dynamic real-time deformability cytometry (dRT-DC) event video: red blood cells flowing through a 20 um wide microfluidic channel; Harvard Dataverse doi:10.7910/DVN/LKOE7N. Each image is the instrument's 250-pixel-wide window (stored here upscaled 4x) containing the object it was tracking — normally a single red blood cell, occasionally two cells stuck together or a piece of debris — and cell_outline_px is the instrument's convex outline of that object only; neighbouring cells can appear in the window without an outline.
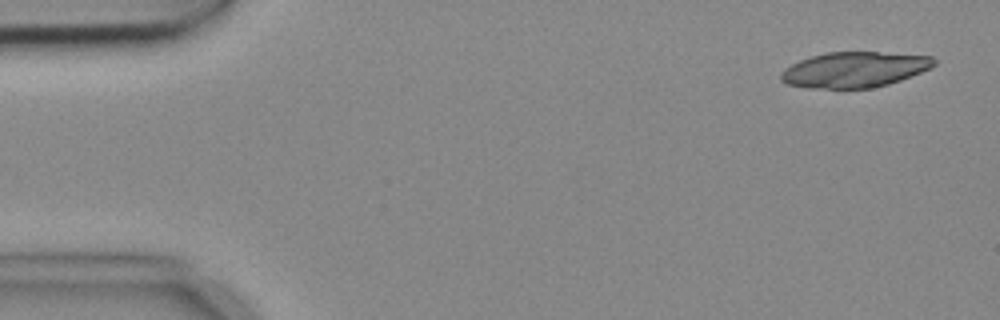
{"species": "common noctule bat (a hibernating species)", "species_latin": "Nyctalus noctula", "temperature_condition": "cold", "stored_images_in_passage": 6, "camera_frame_rate_fps": 3000, "um_per_image_px": 0.085, "animal": {"sex": "female", "body_mass_g": 18.4}, "frame": {"image": 1, "passage_image": 1, "time_ms": 0.0, "image_size_px": [1000, 320], "cell_outline_px": [[936, 64], [932, 68], [900, 80], [888, 84], [872, 88], [808, 88], [788, 84], [780, 80], [780, 72], [784, 68], [800, 60], [812, 56], [828, 52], [876, 52], [932, 56], [936, 60]], "centroid_in_image_um": [72.63, 5.92], "position_along_channel_um": 12.4, "area_um2": 31.67}}